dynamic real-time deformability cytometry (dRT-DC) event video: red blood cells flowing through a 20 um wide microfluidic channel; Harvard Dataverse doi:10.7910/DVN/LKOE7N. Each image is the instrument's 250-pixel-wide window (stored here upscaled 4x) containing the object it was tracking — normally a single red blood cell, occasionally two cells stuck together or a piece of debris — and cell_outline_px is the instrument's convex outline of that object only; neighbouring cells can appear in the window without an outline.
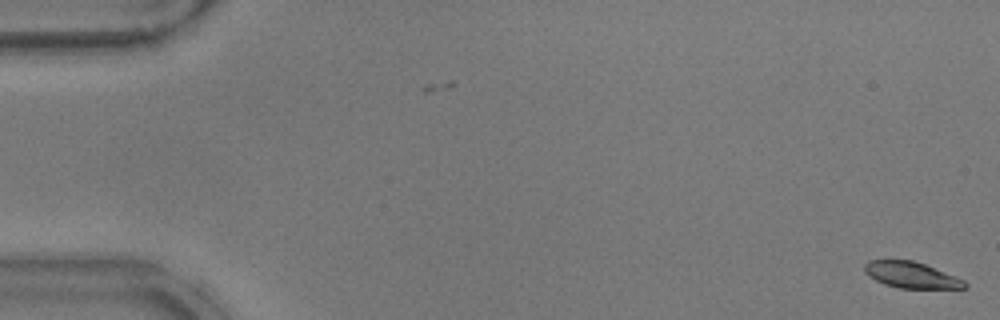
{"species": "common noctule bat (a hibernating species)", "species_latin": "Nyctalus noctula", "temperature_condition": "warm", "stored_images_in_passage": 16, "camera_frame_rate_fps": 3000, "um_per_image_px": 0.085, "animal": {"sex": "male", "body_mass_g": 17.9}, "frame": {"image": 1, "passage_image": 1, "time_ms": 0.0, "image_size_px": [1000, 320], "cell_outline_px": [[968, 284], [964, 288], [900, 288], [876, 280], [864, 268], [872, 260], [912, 260], [924, 264], [964, 280]], "centroid_in_image_um": [77.52, 23.38], "position_along_channel_um": 7.5, "area_um2": 14.57}}